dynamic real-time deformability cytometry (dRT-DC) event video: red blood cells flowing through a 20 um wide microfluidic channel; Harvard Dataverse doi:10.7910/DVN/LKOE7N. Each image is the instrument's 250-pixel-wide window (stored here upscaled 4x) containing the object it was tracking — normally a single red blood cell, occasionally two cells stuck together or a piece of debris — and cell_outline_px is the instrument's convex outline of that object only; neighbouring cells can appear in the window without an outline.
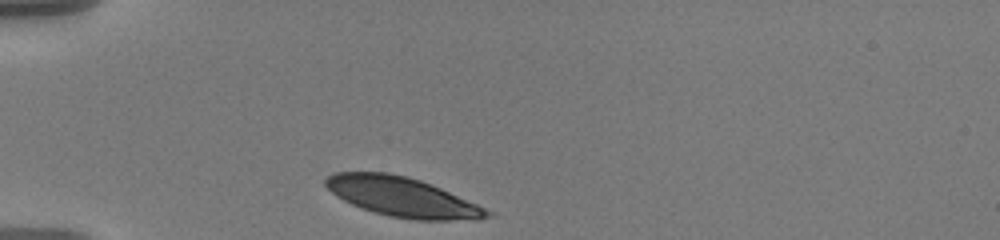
{"species": "human", "species_latin": "Homo sapiens", "temperature_condition": "warm", "stored_images_in_passage": 34, "camera_frame_rate_fps": 3000, "um_per_image_px": 0.085, "donor": {"sex": "male"}, "frame": {"image": 1, "passage_image": 1, "time_ms": 0.0, "image_size_px": [1000, 240], "cell_outline_px": [[492, 212], [488, 216], [476, 220], [416, 220], [388, 216], [360, 208], [336, 196], [324, 184], [324, 180], [332, 172], [388, 172], [408, 176], [432, 184], [476, 204]], "centroid_in_image_um": [34.15, 16.73], "position_along_channel_um": 50.8, "area_um2": 37.11}}
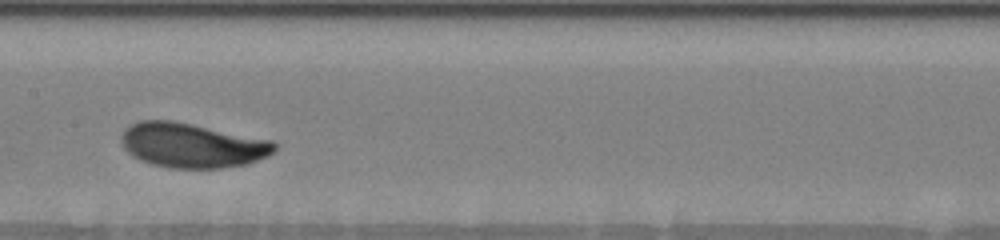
{"frame": {"image": 2, "passage_image": 15, "time_ms": 4.667, "image_size_px": [1000, 240], "cell_outline_px": [[276, 148], [268, 156], [248, 164], [220, 168], [168, 168], [152, 164], [140, 160], [132, 156], [120, 144], [120, 136], [132, 124], [140, 120], [172, 120], [272, 140], [276, 144]], "centroid_in_image_um": [16.31, 12.36], "position_along_channel_um": 191.1, "area_um2": 39.88}}
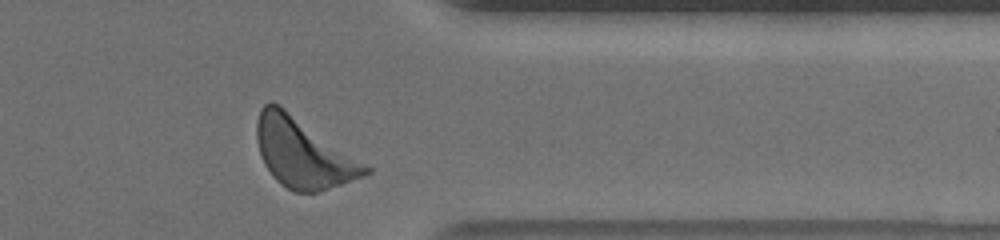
{"frame": {"image": 3, "passage_image": 32, "time_ms": 10.333, "image_size_px": [1000, 240], "cell_outline_px": [[372, 172], [340, 184], [316, 192], [296, 192], [280, 184], [272, 176], [264, 164], [260, 156], [256, 140], [256, 124], [260, 108], [264, 104], [272, 100], [280, 104], [372, 168]], "centroid_in_image_um": [25.71, 12.97], "position_along_channel_um": 385.7, "area_um2": 43.75}, "authors_computed_cell_mechanics": {"area_um2": 39.2751, "velocity_mm_per_s": 3.5249, "shape_relaxation_time_tau1_ms": 2.1572, "shape_relaxation_time_tau2_ms": null, "deformation_change_tau1": 0.1168, "deformation_change_tau2": null}}